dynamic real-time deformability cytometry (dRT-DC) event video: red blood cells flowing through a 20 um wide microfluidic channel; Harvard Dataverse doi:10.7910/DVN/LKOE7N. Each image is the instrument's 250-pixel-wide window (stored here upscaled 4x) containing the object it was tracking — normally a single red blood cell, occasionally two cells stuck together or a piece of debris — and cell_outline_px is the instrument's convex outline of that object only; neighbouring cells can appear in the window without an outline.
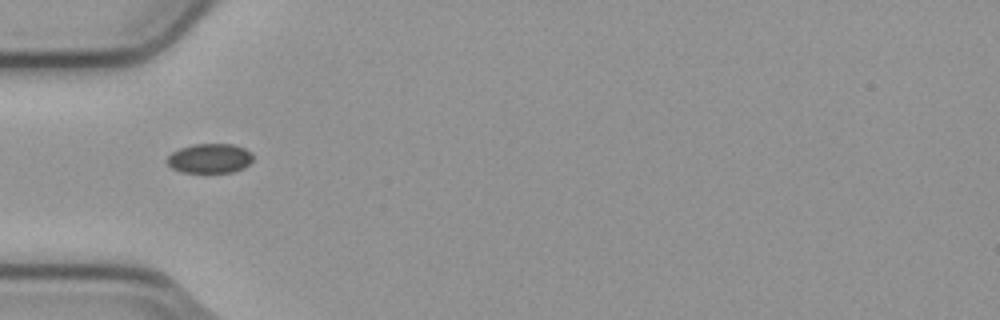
{"species": "common noctule bat (a hibernating species)", "species_latin": "Nyctalus noctula", "temperature_condition": "cold", "stored_images_in_passage": 2, "camera_frame_rate_fps": 3000, "um_per_image_px": 0.085, "animal": {"sex": "male", "body_mass_g": 23.1, "forearm_length_mm": 52.7}, "frame": {"image": 1, "passage_image": 1, "time_ms": 0.0, "image_size_px": [1000, 320], "cell_outline_px": [[252, 160], [244, 168], [232, 172], [180, 172], [172, 168], [168, 164], [168, 156], [172, 152], [180, 148], [196, 144], [232, 144], [244, 148], [252, 152]], "centroid_in_image_um": [17.84, 13.46], "position_along_channel_um": 67.2, "area_um2": 14.68}}
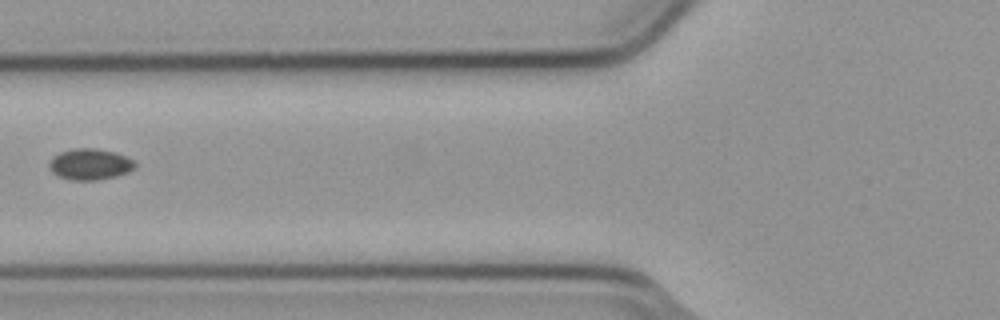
{"frame": {"image": 2, "passage_image": 2, "time_ms": 0.333, "image_size_px": [1000, 320], "cell_outline_px": [[136, 164], [128, 172], [116, 176], [96, 180], [72, 180], [60, 176], [52, 172], [48, 164], [52, 156], [60, 152], [72, 148], [96, 148], [116, 152], [132, 160]], "centroid_in_image_um": [7.61, 13.95], "position_along_channel_um": 118.2, "area_um2": 15.49}}